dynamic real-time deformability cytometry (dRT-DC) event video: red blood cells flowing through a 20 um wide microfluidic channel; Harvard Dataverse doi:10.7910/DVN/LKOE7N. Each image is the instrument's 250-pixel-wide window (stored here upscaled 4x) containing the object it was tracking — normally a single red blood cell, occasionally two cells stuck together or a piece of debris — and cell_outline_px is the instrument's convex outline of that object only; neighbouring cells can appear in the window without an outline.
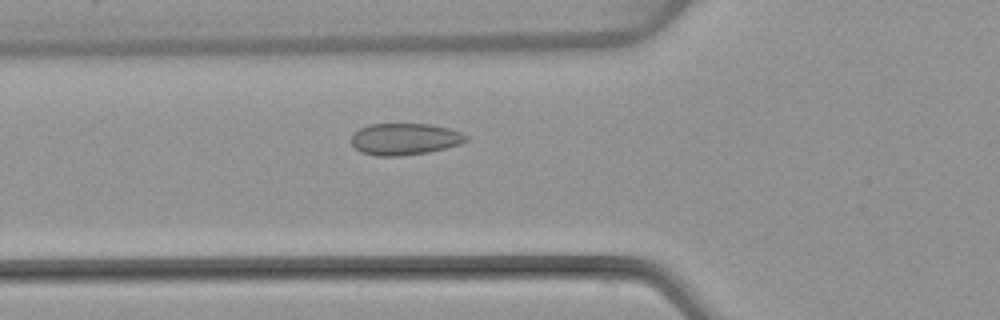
{"species": "common noctule bat (a hibernating species)", "species_latin": "Nyctalus noctula", "temperature_condition": "warm", "stored_images_in_passage": 43, "camera_frame_rate_fps": 3000, "um_per_image_px": 0.085, "animal": {"sex": "female", "body_mass_g": 22.7, "forearm_length_mm": 54.2}, "frame": {"image": 1, "passage_image": 9, "time_ms": 2.667, "image_size_px": [1000, 320], "cell_outline_px": [[468, 140], [460, 144], [428, 152], [400, 156], [376, 156], [360, 152], [352, 144], [352, 136], [360, 128], [368, 124], [428, 124], [448, 128], [460, 132], [468, 136]], "centroid_in_image_um": [34.4, 11.82], "position_along_channel_um": 91.4, "area_um2": 21.1}}
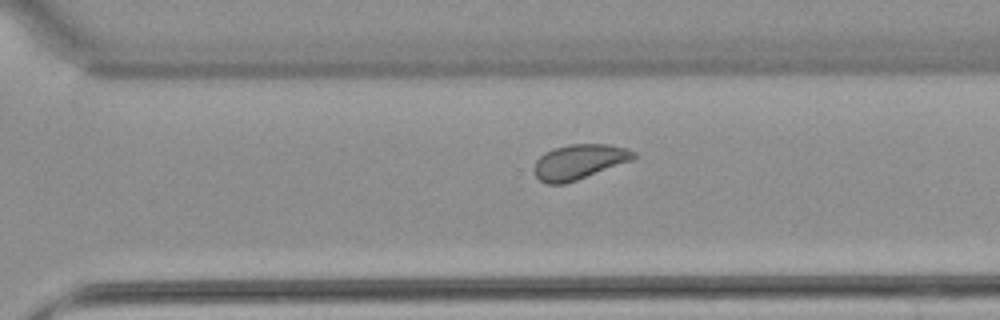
{"frame": {"image": 2, "passage_image": 27, "time_ms": 8.667, "image_size_px": [1000, 320], "cell_outline_px": [[636, 156], [632, 160], [576, 180], [564, 184], [548, 184], [540, 180], [536, 176], [536, 160], [544, 152], [552, 148], [568, 144], [608, 144], [628, 148], [636, 152]], "centroid_in_image_um": [49.24, 13.73], "position_along_channel_um": 321.4, "area_um2": 20.11}}
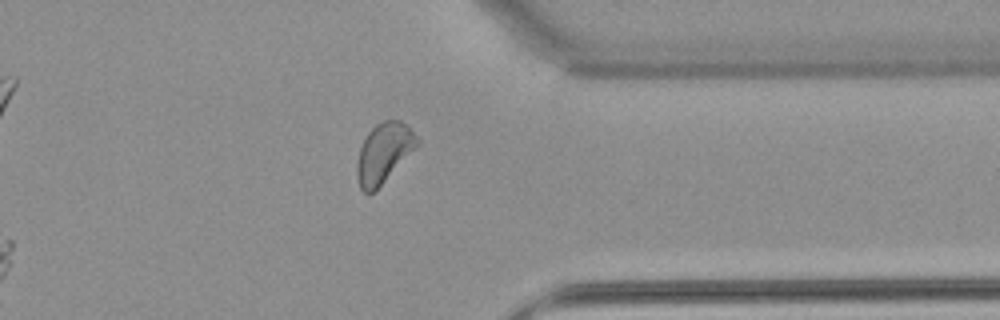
{"frame": {"image": 3, "passage_image": 32, "time_ms": 10.333, "image_size_px": [1000, 320], "cell_outline_px": [[420, 144], [368, 196], [360, 188], [356, 176], [356, 164], [360, 148], [368, 132], [376, 124], [384, 120], [400, 120], [420, 140]], "centroid_in_image_um": [32.59, 12.99], "position_along_channel_um": 378.8, "area_um2": 20.52}, "authors_computed_cell_mechanics": {"area_um2": 20.5768, "velocity_mm_per_s": 3.8349, "shape_relaxation_time_tau1_ms": 6.8831, "shape_relaxation_time_tau2_ms": null, "deformation_change_tau1": 0.0783, "deformation_change_tau2": null}}